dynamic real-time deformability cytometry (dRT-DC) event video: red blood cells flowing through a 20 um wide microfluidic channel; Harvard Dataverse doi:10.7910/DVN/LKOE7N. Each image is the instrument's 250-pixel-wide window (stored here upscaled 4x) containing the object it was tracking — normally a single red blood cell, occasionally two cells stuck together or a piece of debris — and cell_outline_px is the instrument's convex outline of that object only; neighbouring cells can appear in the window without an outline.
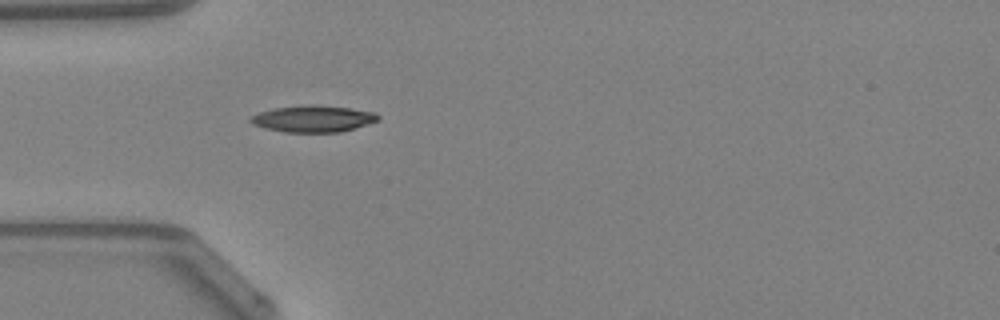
{"species": "Egyptian fruit bat (a non-hibernating species)", "species_latin": "Rousettus aegyptiacus", "temperature_condition": "warm", "stored_images_in_passage": 34, "camera_frame_rate_fps": 3000, "um_per_image_px": 0.085, "animal": {"sex": "female"}, "frame": {"image": 1, "passage_image": 1, "time_ms": 0.0, "image_size_px": [1000, 320], "cell_outline_px": [[380, 120], [340, 132], [284, 132], [264, 128], [252, 124], [248, 120], [252, 116], [260, 112], [276, 108], [308, 104], [312, 104], [348, 108], [376, 112], [380, 116]], "centroid_in_image_um": [26.62, 10.09], "position_along_channel_um": 58.4, "area_um2": 19.71}, "authors_computed_cell_mechanics": {"area_um2": 18.5827, "velocity_mm_per_s": 4.2929, "shape_relaxation_time_tau1_ms": 5.134, "shape_relaxation_time_tau2_ms": 3.784, "deformation_change_tau1": 0.1559, "deformation_change_tau2": 0.1184}}